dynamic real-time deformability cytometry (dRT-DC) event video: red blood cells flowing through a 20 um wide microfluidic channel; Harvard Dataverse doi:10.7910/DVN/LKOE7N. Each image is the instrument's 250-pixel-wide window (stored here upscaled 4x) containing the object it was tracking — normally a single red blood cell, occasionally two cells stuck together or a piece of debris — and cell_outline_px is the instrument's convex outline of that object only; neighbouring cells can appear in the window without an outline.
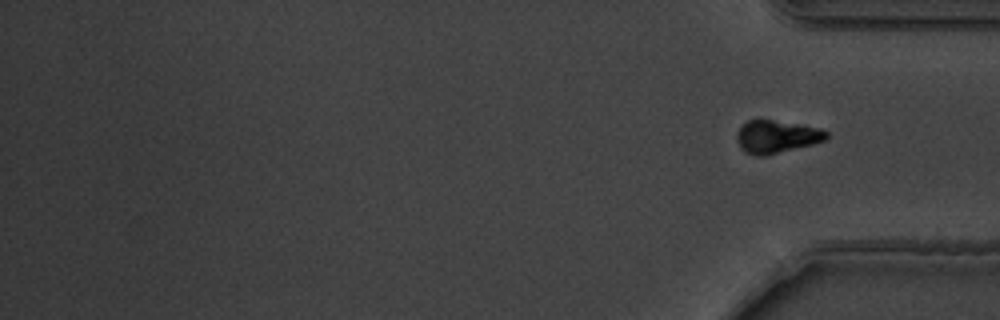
{"species": "common noctule bat (a hibernating species)", "species_latin": "Nyctalus noctula", "temperature_condition": "warm", "stored_images_in_passage": 13, "segment_of_instrument_passage": [2, 2], "camera_frame_rate_fps": 3000, "um_per_image_px": 0.085, "animal": {"sex": "male", "body_mass_g": 19.5, "forearm_length_mm": 54.6}, "frame": {"image": 1, "passage_image": 13, "time_ms": 4.0, "image_size_px": [1000, 320], "cell_outline_px": [[828, 136], [824, 140], [812, 144], [764, 156], [756, 156], [744, 152], [740, 148], [736, 140], [736, 132], [740, 124], [748, 120], [772, 120], [800, 124], [820, 128], [828, 132]], "centroid_in_image_um": [65.95, 11.61], "position_along_channel_um": 369.3, "area_um2": 17.22}}